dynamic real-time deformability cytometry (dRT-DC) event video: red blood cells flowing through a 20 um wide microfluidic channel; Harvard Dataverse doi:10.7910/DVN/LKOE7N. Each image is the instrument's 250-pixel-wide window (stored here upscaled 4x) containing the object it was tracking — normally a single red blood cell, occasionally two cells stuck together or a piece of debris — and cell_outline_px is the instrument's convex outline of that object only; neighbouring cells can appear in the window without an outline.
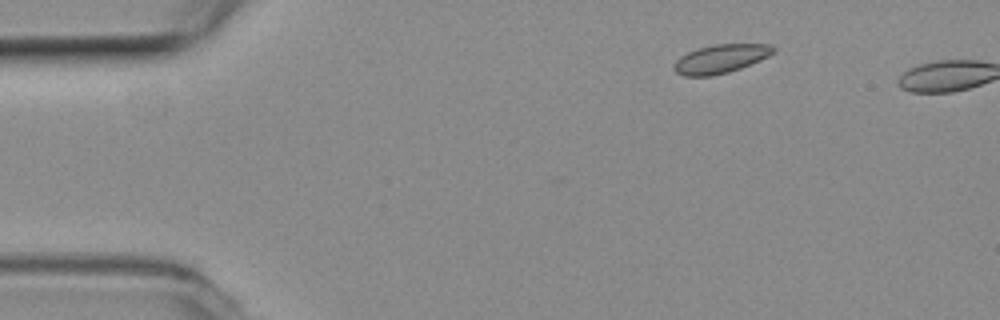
{"species": "common noctule bat (a hibernating species)", "species_latin": "Nyctalus noctula", "temperature_condition": "room temperature", "stored_images_in_passage": 2, "camera_frame_rate_fps": 3000, "um_per_image_px": 0.085, "animal": {"sex": "female", "body_mass_g": 19.3, "forearm_length_mm": 54.1}, "frame": {"image": 1, "passage_image": 1, "time_ms": 0.0, "image_size_px": [1000, 320], "cell_outline_px": [[776, 52], [760, 60], [740, 68], [728, 72], [712, 76], [684, 76], [676, 72], [672, 68], [676, 60], [680, 56], [688, 52], [700, 48], [716, 44], [772, 44], [776, 48]], "centroid_in_image_um": [61.27, 5.0], "position_along_channel_um": 23.7, "area_um2": 16.59}}